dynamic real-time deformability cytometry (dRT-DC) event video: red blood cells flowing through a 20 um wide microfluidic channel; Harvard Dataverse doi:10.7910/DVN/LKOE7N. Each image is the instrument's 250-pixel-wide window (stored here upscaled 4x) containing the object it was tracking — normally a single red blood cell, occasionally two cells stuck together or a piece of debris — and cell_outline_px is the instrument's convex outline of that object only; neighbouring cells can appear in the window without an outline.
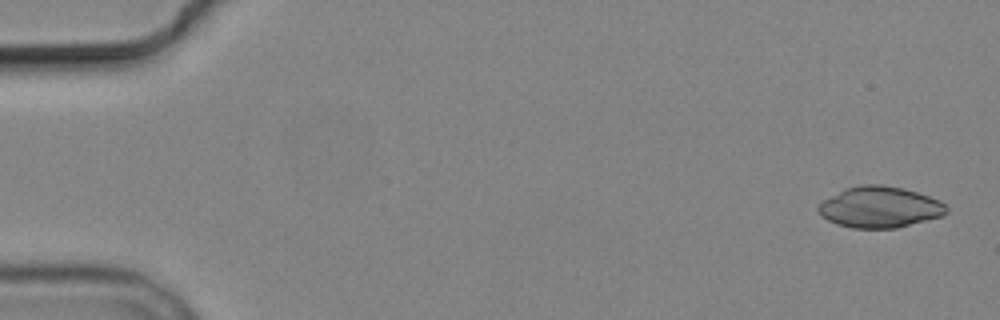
{"species": "common noctule bat (a hibernating species)", "species_latin": "Nyctalus noctula", "temperature_condition": "cold", "stored_images_in_passage": 4, "camera_frame_rate_fps": 3000, "um_per_image_px": 0.085, "animal": {"sex": "male", "body_mass_g": 19.2, "forearm_length_mm": 51.8}, "frame": {"image": 1, "passage_image": 1, "time_ms": 0.0, "image_size_px": [1000, 320], "cell_outline_px": [[948, 212], [944, 216], [896, 228], [852, 228], [836, 224], [820, 216], [816, 208], [824, 200], [844, 188], [860, 184], [880, 184], [904, 188], [940, 200], [948, 208]], "centroid_in_image_um": [74.78, 17.61], "position_along_channel_um": 10.2, "area_um2": 30.92}}